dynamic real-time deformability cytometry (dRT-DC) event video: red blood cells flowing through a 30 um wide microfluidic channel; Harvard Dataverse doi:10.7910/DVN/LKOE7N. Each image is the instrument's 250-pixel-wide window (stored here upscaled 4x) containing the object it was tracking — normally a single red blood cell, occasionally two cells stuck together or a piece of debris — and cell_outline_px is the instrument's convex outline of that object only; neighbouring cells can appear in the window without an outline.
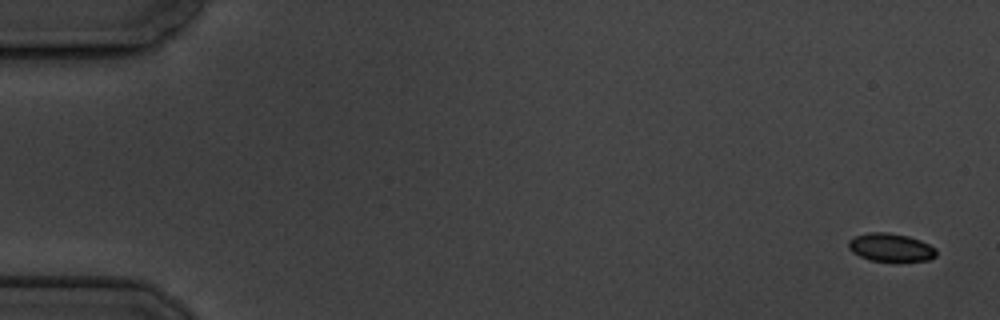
{"species": "common noctule bat (a hibernating species)", "species_latin": "Nyctalus noctula", "temperature_condition": "cold", "stored_images_in_passage": 6, "camera_frame_rate_fps": 3000, "um_per_image_px": 0.085, "animal": {"sex": "male", "body_mass_g": 19.5, "forearm_length_mm": 54.6}, "frame": {"image": 1, "passage_image": 1, "time_ms": 0.0, "image_size_px": [1000, 320], "cell_outline_px": [[936, 256], [928, 260], [896, 264], [868, 260], [852, 252], [848, 248], [848, 240], [856, 236], [868, 232], [888, 232], [908, 236], [920, 240], [936, 248]], "centroid_in_image_um": [75.72, 21.08], "position_along_channel_um": 9.3, "area_um2": 15.09}}